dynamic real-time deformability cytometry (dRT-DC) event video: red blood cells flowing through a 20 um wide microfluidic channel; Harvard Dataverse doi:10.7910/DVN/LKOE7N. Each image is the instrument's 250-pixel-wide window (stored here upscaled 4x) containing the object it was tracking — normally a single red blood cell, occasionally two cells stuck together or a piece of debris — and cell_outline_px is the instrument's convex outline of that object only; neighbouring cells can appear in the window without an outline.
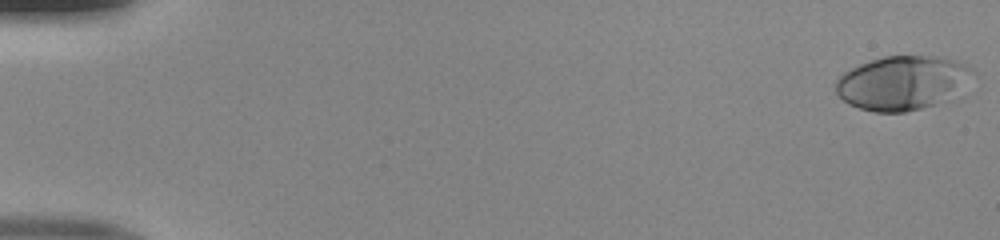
{"species": "human", "species_latin": "Homo sapiens", "temperature_condition": "room temperature", "stored_images_in_passage": 50, "camera_frame_rate_fps": 3000, "um_per_image_px": 0.085, "donor": {"sex": "male"}, "frame": {"image": 1, "passage_image": 1, "time_ms": 0.0, "image_size_px": [1000, 240], "cell_outline_px": [[976, 72], [952, 100], [904, 112], [872, 112], [848, 104], [836, 92], [836, 80], [844, 72], [860, 64], [884, 56], [936, 56], [956, 60], [968, 64]], "centroid_in_image_um": [76.76, 7.04], "position_along_channel_um": 8.2, "area_um2": 43.41}}
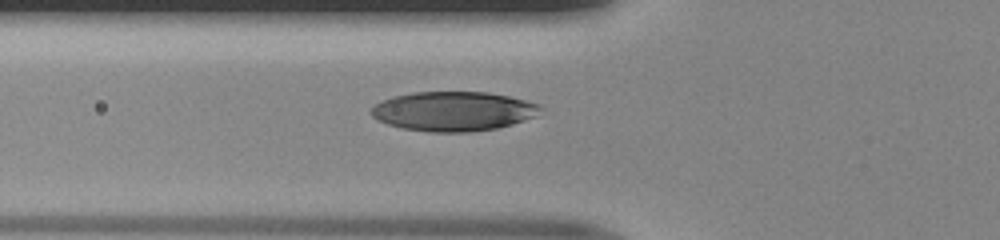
{"frame": {"image": 2, "passage_image": 19, "time_ms": 6.0, "image_size_px": [1000, 240], "cell_outline_px": [[544, 108], [536, 116], [512, 124], [496, 128], [472, 132], [428, 132], [400, 128], [376, 120], [368, 112], [380, 100], [392, 96], [412, 92], [488, 92], [508, 96], [540, 104]], "centroid_in_image_um": [38.51, 9.46], "position_along_channel_um": 87.3, "area_um2": 39.3}}
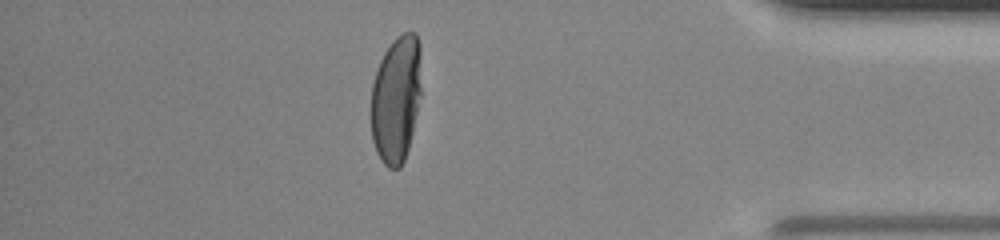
{"frame": {"image": 3, "passage_image": 44, "time_ms": 14.333, "image_size_px": [1000, 240], "cell_outline_px": [[420, 96], [412, 132], [408, 148], [404, 160], [400, 168], [388, 168], [384, 164], [376, 152], [372, 140], [372, 84], [380, 60], [384, 52], [392, 40], [396, 36], [404, 32], [416, 32], [420, 44]], "centroid_in_image_um": [33.67, 8.39], "position_along_channel_um": 401.5, "area_um2": 37.17}}